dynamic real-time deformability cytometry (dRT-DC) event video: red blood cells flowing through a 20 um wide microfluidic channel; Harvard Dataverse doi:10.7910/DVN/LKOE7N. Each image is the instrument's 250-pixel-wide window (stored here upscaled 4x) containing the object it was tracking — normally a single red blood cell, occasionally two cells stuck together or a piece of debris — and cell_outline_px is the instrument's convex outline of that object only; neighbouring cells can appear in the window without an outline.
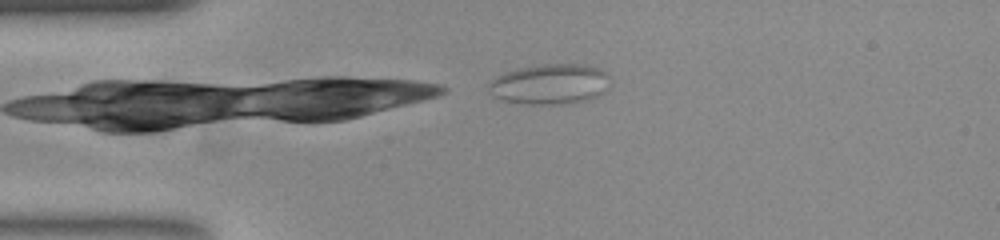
{"species": "common noctule bat (a hibernating species)", "species_latin": "Nyctalus noctula", "temperature_condition": "room temperature", "stored_images_in_passage": 4, "camera_frame_rate_fps": 3000, "um_per_image_px": 0.085, "animal": {"sex": "female", "body_mass_g": 23.0, "forearm_length_mm": 53.4}, "frame": {"image": 1, "passage_image": 4, "time_ms": 1.0, "image_size_px": [1000, 240], "cell_outline_px": [[608, 76], [600, 92], [596, 96], [584, 100], [556, 104], [528, 104], [504, 100], [488, 92], [488, 84], [496, 76], [504, 72], [520, 68], [544, 64], [588, 64], [600, 68], [608, 72]], "centroid_in_image_um": [46.68, 7.12], "position_along_channel_um": 38.3, "area_um2": 27.98}}